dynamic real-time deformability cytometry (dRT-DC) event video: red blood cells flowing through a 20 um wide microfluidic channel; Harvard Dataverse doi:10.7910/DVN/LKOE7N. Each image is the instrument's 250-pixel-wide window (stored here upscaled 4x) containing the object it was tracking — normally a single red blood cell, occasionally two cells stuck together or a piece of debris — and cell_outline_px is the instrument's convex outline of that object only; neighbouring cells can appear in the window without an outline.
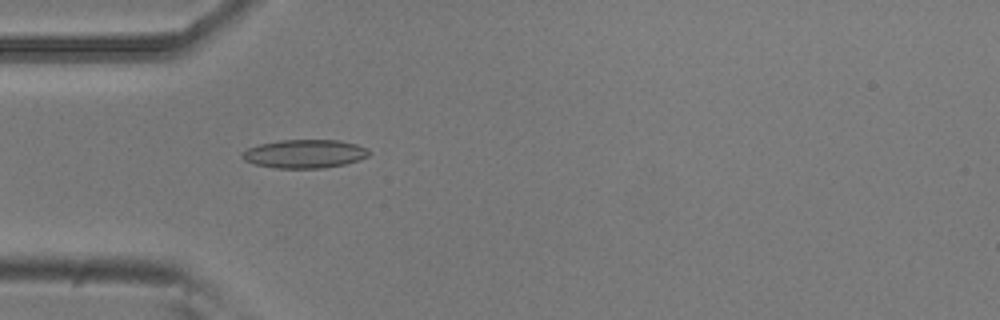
{"species": "common noctule bat (a hibernating species)", "species_latin": "Nyctalus noctula", "temperature_condition": "room temperature", "stored_images_in_passage": 53, "camera_frame_rate_fps": 3000, "um_per_image_px": 0.085, "animal": {"sex": "male", "body_mass_g": 20.5, "forearm_length_mm": 52.5}, "frame": {"image": 1, "passage_image": 16, "time_ms": 5.0, "image_size_px": [1000, 320], "cell_outline_px": [[372, 152], [368, 156], [360, 160], [344, 164], [324, 168], [276, 168], [256, 164], [244, 160], [240, 156], [240, 152], [248, 148], [260, 144], [280, 140], [340, 140], [356, 144], [368, 148]], "centroid_in_image_um": [25.91, 13.07], "position_along_channel_um": 59.1, "area_um2": 21.21}}
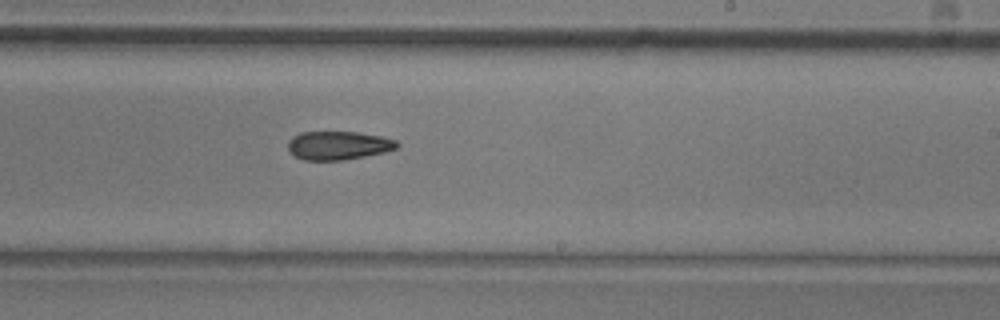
{"frame": {"image": 2, "passage_image": 32, "time_ms": 10.333, "image_size_px": [1000, 320], "cell_outline_px": [[400, 144], [396, 148], [384, 152], [344, 160], [304, 160], [296, 156], [288, 148], [288, 140], [292, 136], [300, 132], [356, 132], [380, 136], [396, 140]], "centroid_in_image_um": [28.75, 12.35], "position_along_channel_um": 260.3, "area_um2": 18.03}}
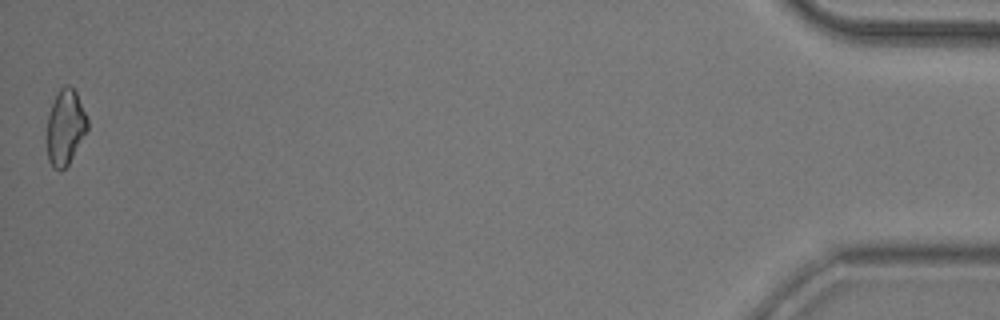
{"frame": {"image": 3, "passage_image": 53, "time_ms": 17.333, "image_size_px": [1000, 320], "cell_outline_px": [[88, 128], [68, 164], [60, 172], [52, 168], [48, 160], [48, 112], [60, 88], [64, 84], [68, 84], [76, 92], [88, 120]], "centroid_in_image_um": [5.55, 10.82], "position_along_channel_um": 429.7, "area_um2": 17.51}}